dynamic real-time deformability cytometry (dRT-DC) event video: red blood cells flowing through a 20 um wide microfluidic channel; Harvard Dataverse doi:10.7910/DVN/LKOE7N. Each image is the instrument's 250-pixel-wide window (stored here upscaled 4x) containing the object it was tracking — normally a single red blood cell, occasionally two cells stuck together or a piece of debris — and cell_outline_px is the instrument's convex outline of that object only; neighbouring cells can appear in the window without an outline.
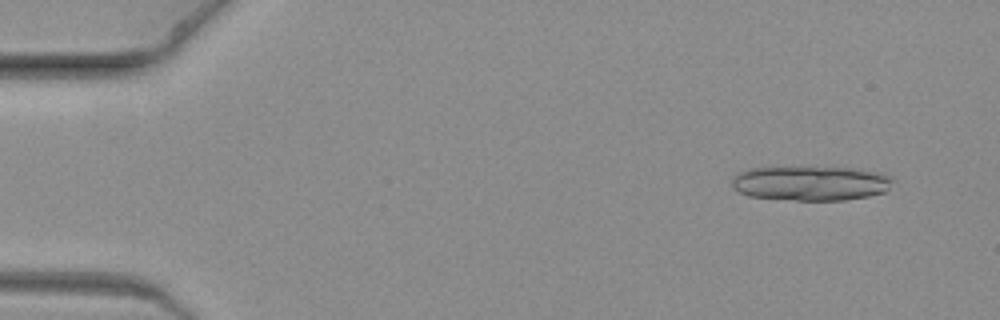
{"species": "common noctule bat (a hibernating species)", "species_latin": "Nyctalus noctula", "temperature_condition": "warm", "stored_images_in_passage": 9, "camera_frame_rate_fps": 3000, "um_per_image_px": 0.085, "animal": {"sex": "female", "body_mass_g": 19.3, "forearm_length_mm": 54.1}, "frame": {"image": 1, "passage_image": 2, "time_ms": 0.333, "image_size_px": [1000, 320], "cell_outline_px": [[892, 180], [888, 188], [884, 192], [868, 196], [844, 200], [796, 200], [748, 196], [732, 188], [732, 180], [740, 172], [752, 168], [852, 168], [880, 172], [888, 176]], "centroid_in_image_um": [68.91, 15.59], "position_along_channel_um": 16.1, "area_um2": 31.91}}
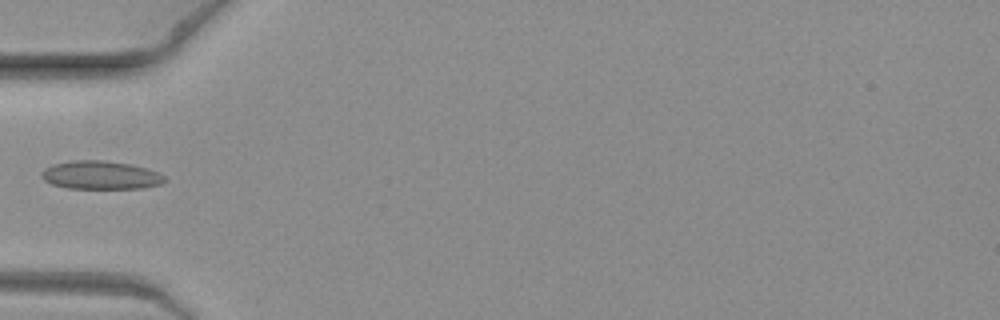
{"frame": {"image": 2, "passage_image": 7, "time_ms": 2.0, "image_size_px": [1000, 320], "cell_outline_px": [[168, 180], [160, 184], [140, 188], [68, 188], [52, 184], [44, 180], [40, 176], [40, 172], [44, 168], [52, 164], [72, 160], [104, 160], [132, 164], [156, 172], [164, 176]], "centroid_in_image_um": [8.51, 14.87], "position_along_channel_um": 76.5, "area_um2": 20.35}}
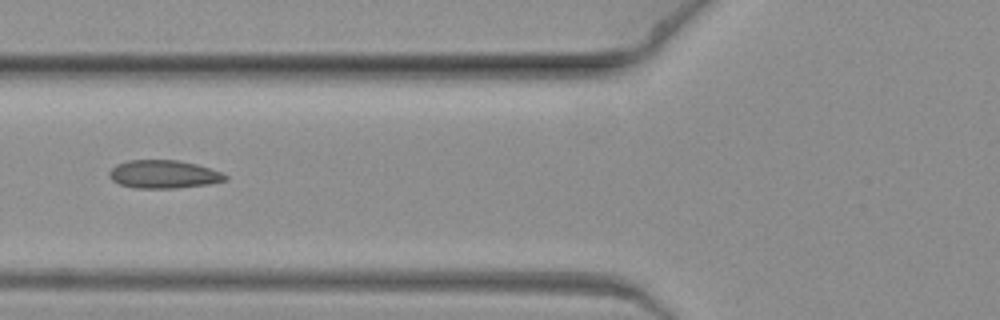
{"frame": {"image": 3, "passage_image": 8, "time_ms": 2.333, "image_size_px": [1000, 320], "cell_outline_px": [[228, 180], [208, 184], [176, 188], [136, 188], [120, 184], [112, 180], [108, 176], [108, 172], [116, 164], [128, 160], [176, 160], [196, 164], [220, 172], [228, 176]], "centroid_in_image_um": [13.88, 14.81], "position_along_channel_um": 111.9, "area_um2": 18.96}}